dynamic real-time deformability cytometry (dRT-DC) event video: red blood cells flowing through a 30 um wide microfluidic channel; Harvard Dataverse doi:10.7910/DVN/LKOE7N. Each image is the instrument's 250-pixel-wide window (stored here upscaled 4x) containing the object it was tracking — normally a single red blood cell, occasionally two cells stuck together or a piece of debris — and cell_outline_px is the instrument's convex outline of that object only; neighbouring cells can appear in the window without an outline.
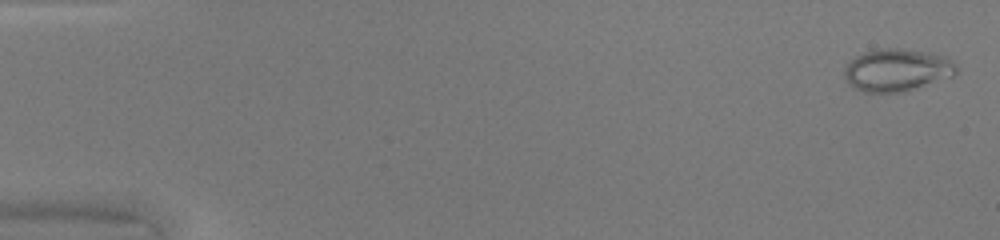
{"species": "common noctule bat (a hibernating species)", "species_latin": "Nyctalus noctula", "temperature_condition": "warm", "stored_images_in_passage": 49, "camera_frame_rate_fps": 3000, "um_per_image_px": 0.085, "animal": {"sex": "female", "body_mass_g": 20.0, "forearm_length_mm": 54.0}, "frame": {"image": 1, "passage_image": 2, "time_ms": 0.333, "image_size_px": [1000, 240], "cell_outline_px": [[960, 72], [952, 76], [904, 92], [864, 92], [852, 88], [848, 84], [844, 76], [844, 68], [856, 56], [864, 52], [884, 48], [904, 48], [948, 56], [956, 64]], "centroid_in_image_um": [76.26, 5.95], "position_along_channel_um": 8.7, "area_um2": 27.98}}
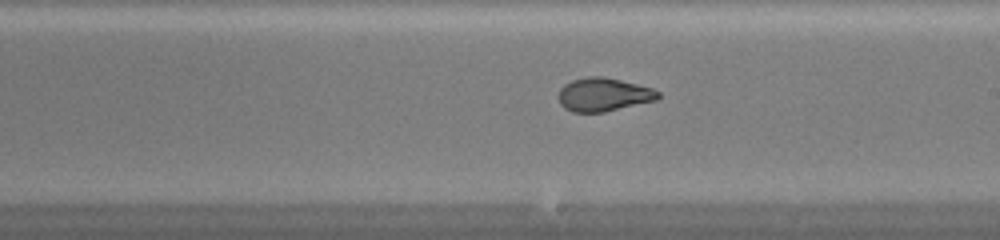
{"frame": {"image": 2, "passage_image": 29, "time_ms": 9.333, "image_size_px": [1000, 240], "cell_outline_px": [[660, 96], [656, 100], [604, 112], [572, 112], [564, 108], [560, 104], [560, 88], [564, 84], [572, 80], [588, 76], [604, 76], [652, 88], [660, 92]], "centroid_in_image_um": [51.3, 8.04], "position_along_channel_um": 237.7, "area_um2": 19.31}}
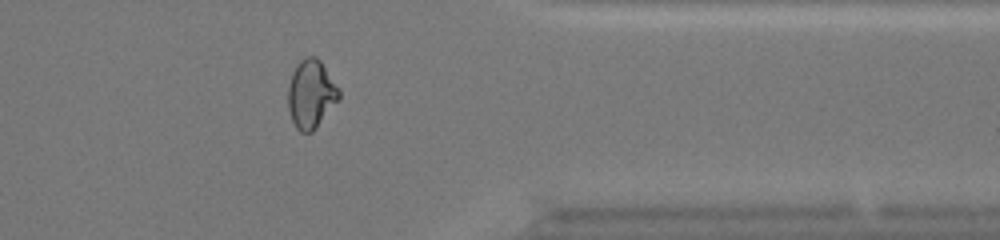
{"frame": {"image": 3, "passage_image": 40, "time_ms": 13.0, "image_size_px": [1000, 240], "cell_outline_px": [[340, 96], [316, 128], [312, 132], [300, 132], [296, 128], [292, 120], [288, 108], [288, 84], [292, 72], [296, 64], [304, 56], [316, 56], [320, 60], [340, 88]], "centroid_in_image_um": [26.42, 7.96], "position_along_channel_um": 385.0, "area_um2": 20.35}, "authors_computed_cell_mechanics": {"area_um2": 22.542, "velocity_mm_per_s": 4.313, "shape_relaxation_time_tau1_ms": null, "shape_relaxation_time_tau2_ms": 0.7428, "deformation_change_tau1": null, "deformation_change_tau2": 0.0552}}